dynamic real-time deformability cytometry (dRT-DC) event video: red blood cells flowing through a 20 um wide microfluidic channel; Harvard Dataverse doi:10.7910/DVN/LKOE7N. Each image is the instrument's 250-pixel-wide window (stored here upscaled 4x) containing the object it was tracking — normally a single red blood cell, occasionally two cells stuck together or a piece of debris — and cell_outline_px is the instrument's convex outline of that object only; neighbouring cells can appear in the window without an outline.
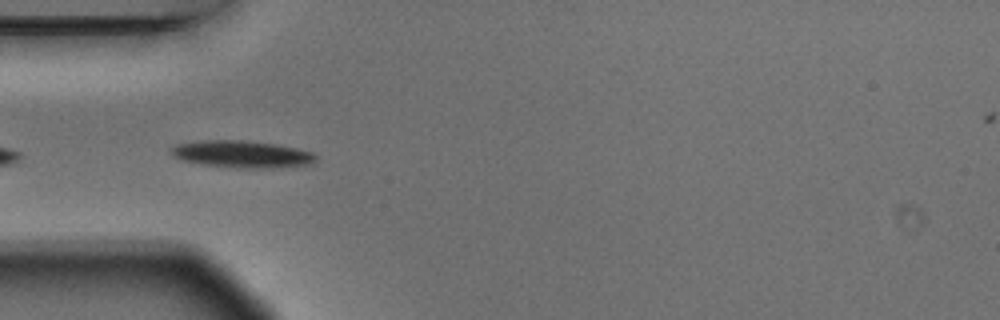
{"species": "Egyptian fruit bat (a non-hibernating species)", "species_latin": "Rousettus aegyptiacus", "temperature_condition": "warm", "stored_images_in_passage": 4, "camera_frame_rate_fps": 3000, "um_per_image_px": 0.085, "animal": {"sex": "male"}, "frame": {"image": 1, "passage_image": 4, "time_ms": 1.0, "image_size_px": [1000, 320], "cell_outline_px": [[316, 160], [308, 164], [272, 168], [236, 168], [204, 164], [184, 160], [172, 156], [168, 152], [168, 148], [176, 144], [200, 140], [240, 140], [272, 144], [296, 148], [312, 152], [316, 156]], "centroid_in_image_um": [20.48, 13.1], "position_along_channel_um": 64.5, "area_um2": 22.72}}